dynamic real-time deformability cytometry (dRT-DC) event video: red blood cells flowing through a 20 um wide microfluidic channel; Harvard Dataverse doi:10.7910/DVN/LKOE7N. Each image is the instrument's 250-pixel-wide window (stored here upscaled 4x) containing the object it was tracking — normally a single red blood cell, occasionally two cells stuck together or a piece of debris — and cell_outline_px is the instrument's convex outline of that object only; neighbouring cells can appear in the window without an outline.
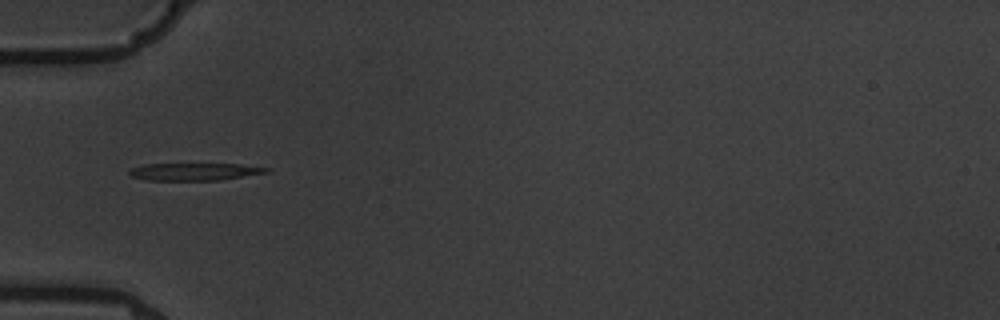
{"species": "common noctule bat (a hibernating species)", "species_latin": "Nyctalus noctula", "temperature_condition": "warm", "stored_images_in_passage": 7, "segment_of_instrument_passage": [2, 2], "camera_frame_rate_fps": 3000, "um_per_image_px": 0.085, "animal": {"sex": "male", "body_mass_g": 19.5, "forearm_length_mm": 54.6}, "frame": {"image": 1, "passage_image": 6, "time_ms": 5.667, "image_size_px": [1000, 320], "cell_outline_px": [[272, 168], [268, 172], [220, 180], [148, 180], [132, 176], [128, 172], [132, 168], [144, 164], [240, 164]], "centroid_in_image_um": [16.56, 14.59], "position_along_channel_um": 68.4, "area_um2": 13.76}}
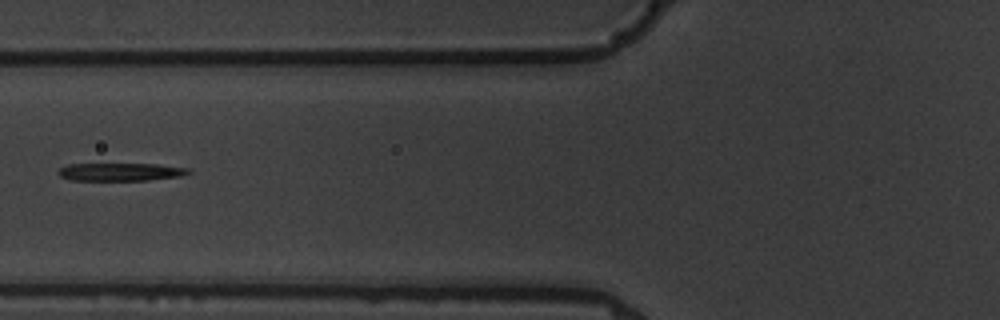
{"frame": {"image": 2, "passage_image": 7, "time_ms": 7.0, "image_size_px": [1000, 320], "cell_outline_px": [[192, 172], [180, 176], [148, 180], [72, 180], [60, 176], [56, 172], [60, 168], [68, 164], [156, 164], [192, 168]], "centroid_in_image_um": [10.28, 14.6], "position_along_channel_um": 115.5, "area_um2": 13.58}}